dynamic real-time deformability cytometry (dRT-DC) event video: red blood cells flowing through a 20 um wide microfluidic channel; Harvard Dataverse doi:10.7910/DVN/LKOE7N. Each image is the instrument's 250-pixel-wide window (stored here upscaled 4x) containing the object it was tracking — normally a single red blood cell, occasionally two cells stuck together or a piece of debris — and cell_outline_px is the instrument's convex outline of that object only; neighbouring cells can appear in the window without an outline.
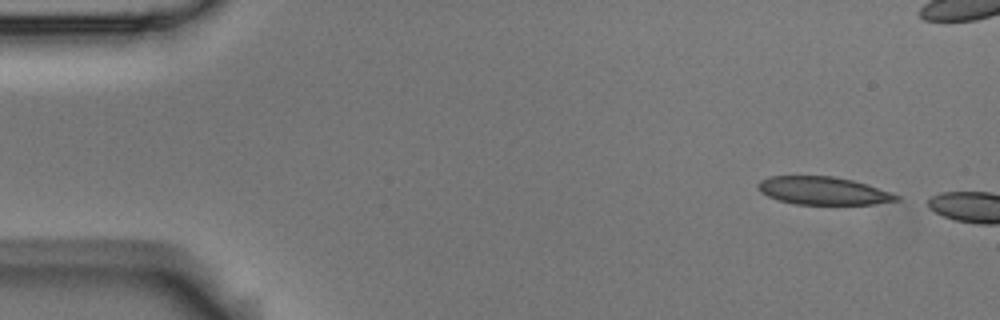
{"species": "Egyptian fruit bat (a non-hibernating species)", "species_latin": "Rousettus aegyptiacus", "temperature_condition": "room temperature", "stored_images_in_passage": 3, "camera_frame_rate_fps": 3000, "um_per_image_px": 0.085, "animal": {"sex": "male"}, "frame": {"image": 1, "passage_image": 1, "time_ms": 0.0, "image_size_px": [1000, 320], "cell_outline_px": [[900, 200], [872, 204], [796, 204], [780, 200], [768, 196], [760, 192], [756, 184], [760, 180], [768, 176], [832, 176], [852, 180], [868, 184], [900, 196]], "centroid_in_image_um": [69.95, 16.2], "position_along_channel_um": 15.1, "area_um2": 22.43}}